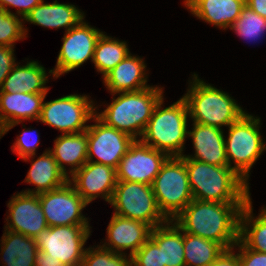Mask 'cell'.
Listing matches in <instances>:
<instances>
[{
  "instance_id": "obj_1",
  "label": "cell",
  "mask_w": 266,
  "mask_h": 266,
  "mask_svg": "<svg viewBox=\"0 0 266 266\" xmlns=\"http://www.w3.org/2000/svg\"><path fill=\"white\" fill-rule=\"evenodd\" d=\"M245 204L193 199L173 221L185 233L232 249L239 241V219Z\"/></svg>"
},
{
  "instance_id": "obj_2",
  "label": "cell",
  "mask_w": 266,
  "mask_h": 266,
  "mask_svg": "<svg viewBox=\"0 0 266 266\" xmlns=\"http://www.w3.org/2000/svg\"><path fill=\"white\" fill-rule=\"evenodd\" d=\"M185 161L193 199L219 203H247L250 186L229 166H216L181 156Z\"/></svg>"
},
{
  "instance_id": "obj_3",
  "label": "cell",
  "mask_w": 266,
  "mask_h": 266,
  "mask_svg": "<svg viewBox=\"0 0 266 266\" xmlns=\"http://www.w3.org/2000/svg\"><path fill=\"white\" fill-rule=\"evenodd\" d=\"M163 90L151 85L138 91L111 94L117 97H113L102 112L97 111L99 105H96L95 115L106 125L140 140L156 104L164 97Z\"/></svg>"
},
{
  "instance_id": "obj_4",
  "label": "cell",
  "mask_w": 266,
  "mask_h": 266,
  "mask_svg": "<svg viewBox=\"0 0 266 266\" xmlns=\"http://www.w3.org/2000/svg\"><path fill=\"white\" fill-rule=\"evenodd\" d=\"M193 74L182 96L192 122L224 129L246 113L229 93L206 83L195 72Z\"/></svg>"
},
{
  "instance_id": "obj_5",
  "label": "cell",
  "mask_w": 266,
  "mask_h": 266,
  "mask_svg": "<svg viewBox=\"0 0 266 266\" xmlns=\"http://www.w3.org/2000/svg\"><path fill=\"white\" fill-rule=\"evenodd\" d=\"M164 97L156 104L141 141L170 156H183L185 139L188 137L189 109L186 100L180 97L163 108ZM189 119V120H188Z\"/></svg>"
},
{
  "instance_id": "obj_6",
  "label": "cell",
  "mask_w": 266,
  "mask_h": 266,
  "mask_svg": "<svg viewBox=\"0 0 266 266\" xmlns=\"http://www.w3.org/2000/svg\"><path fill=\"white\" fill-rule=\"evenodd\" d=\"M261 125L259 116L246 112L227 127L228 135L224 139L228 166L248 184L251 168L266 150V141L260 133Z\"/></svg>"
},
{
  "instance_id": "obj_7",
  "label": "cell",
  "mask_w": 266,
  "mask_h": 266,
  "mask_svg": "<svg viewBox=\"0 0 266 266\" xmlns=\"http://www.w3.org/2000/svg\"><path fill=\"white\" fill-rule=\"evenodd\" d=\"M159 210L167 220H174L193 200L185 161L181 156H170L152 183Z\"/></svg>"
},
{
  "instance_id": "obj_8",
  "label": "cell",
  "mask_w": 266,
  "mask_h": 266,
  "mask_svg": "<svg viewBox=\"0 0 266 266\" xmlns=\"http://www.w3.org/2000/svg\"><path fill=\"white\" fill-rule=\"evenodd\" d=\"M114 214L139 220L152 228L168 220L158 208L151 185L137 182L117 181L109 203Z\"/></svg>"
},
{
  "instance_id": "obj_9",
  "label": "cell",
  "mask_w": 266,
  "mask_h": 266,
  "mask_svg": "<svg viewBox=\"0 0 266 266\" xmlns=\"http://www.w3.org/2000/svg\"><path fill=\"white\" fill-rule=\"evenodd\" d=\"M89 95L69 94L44 102L37 122L45 123L61 134L86 131V123L95 115V102Z\"/></svg>"
},
{
  "instance_id": "obj_10",
  "label": "cell",
  "mask_w": 266,
  "mask_h": 266,
  "mask_svg": "<svg viewBox=\"0 0 266 266\" xmlns=\"http://www.w3.org/2000/svg\"><path fill=\"white\" fill-rule=\"evenodd\" d=\"M90 228V225L48 227L35 237V241L39 251L60 260L63 265L81 266Z\"/></svg>"
},
{
  "instance_id": "obj_11",
  "label": "cell",
  "mask_w": 266,
  "mask_h": 266,
  "mask_svg": "<svg viewBox=\"0 0 266 266\" xmlns=\"http://www.w3.org/2000/svg\"><path fill=\"white\" fill-rule=\"evenodd\" d=\"M64 33L55 68L51 69L55 79L81 67L87 60L93 61L97 40L103 32L83 19Z\"/></svg>"
},
{
  "instance_id": "obj_12",
  "label": "cell",
  "mask_w": 266,
  "mask_h": 266,
  "mask_svg": "<svg viewBox=\"0 0 266 266\" xmlns=\"http://www.w3.org/2000/svg\"><path fill=\"white\" fill-rule=\"evenodd\" d=\"M38 195L48 227L90 225L89 218L82 213L88 203L69 181Z\"/></svg>"
},
{
  "instance_id": "obj_13",
  "label": "cell",
  "mask_w": 266,
  "mask_h": 266,
  "mask_svg": "<svg viewBox=\"0 0 266 266\" xmlns=\"http://www.w3.org/2000/svg\"><path fill=\"white\" fill-rule=\"evenodd\" d=\"M91 120L95 124H90L86 130L88 161L101 163L116 169L135 139L114 127L106 125L96 115ZM95 157L96 160H94Z\"/></svg>"
},
{
  "instance_id": "obj_14",
  "label": "cell",
  "mask_w": 266,
  "mask_h": 266,
  "mask_svg": "<svg viewBox=\"0 0 266 266\" xmlns=\"http://www.w3.org/2000/svg\"><path fill=\"white\" fill-rule=\"evenodd\" d=\"M169 156L135 140L116 168L117 181L152 185L161 166Z\"/></svg>"
},
{
  "instance_id": "obj_15",
  "label": "cell",
  "mask_w": 266,
  "mask_h": 266,
  "mask_svg": "<svg viewBox=\"0 0 266 266\" xmlns=\"http://www.w3.org/2000/svg\"><path fill=\"white\" fill-rule=\"evenodd\" d=\"M4 229L35 238L48 228L39 195L17 192L7 203Z\"/></svg>"
},
{
  "instance_id": "obj_16",
  "label": "cell",
  "mask_w": 266,
  "mask_h": 266,
  "mask_svg": "<svg viewBox=\"0 0 266 266\" xmlns=\"http://www.w3.org/2000/svg\"><path fill=\"white\" fill-rule=\"evenodd\" d=\"M69 182L88 204L98 197L110 203L117 183L116 169L87 161L69 177Z\"/></svg>"
},
{
  "instance_id": "obj_17",
  "label": "cell",
  "mask_w": 266,
  "mask_h": 266,
  "mask_svg": "<svg viewBox=\"0 0 266 266\" xmlns=\"http://www.w3.org/2000/svg\"><path fill=\"white\" fill-rule=\"evenodd\" d=\"M47 94L0 92V139L25 120L38 121Z\"/></svg>"
},
{
  "instance_id": "obj_18",
  "label": "cell",
  "mask_w": 266,
  "mask_h": 266,
  "mask_svg": "<svg viewBox=\"0 0 266 266\" xmlns=\"http://www.w3.org/2000/svg\"><path fill=\"white\" fill-rule=\"evenodd\" d=\"M101 246L115 253H126L130 257L150 238L152 227L145 222L122 217L113 213ZM107 240V241H106ZM126 252H123L125 251Z\"/></svg>"
},
{
  "instance_id": "obj_19",
  "label": "cell",
  "mask_w": 266,
  "mask_h": 266,
  "mask_svg": "<svg viewBox=\"0 0 266 266\" xmlns=\"http://www.w3.org/2000/svg\"><path fill=\"white\" fill-rule=\"evenodd\" d=\"M188 138L192 139L194 155L183 156L216 166H228L224 129L192 122Z\"/></svg>"
},
{
  "instance_id": "obj_20",
  "label": "cell",
  "mask_w": 266,
  "mask_h": 266,
  "mask_svg": "<svg viewBox=\"0 0 266 266\" xmlns=\"http://www.w3.org/2000/svg\"><path fill=\"white\" fill-rule=\"evenodd\" d=\"M145 60L131 52L102 79L103 84L111 94L146 89L148 72Z\"/></svg>"
},
{
  "instance_id": "obj_21",
  "label": "cell",
  "mask_w": 266,
  "mask_h": 266,
  "mask_svg": "<svg viewBox=\"0 0 266 266\" xmlns=\"http://www.w3.org/2000/svg\"><path fill=\"white\" fill-rule=\"evenodd\" d=\"M83 19L85 13L71 3H59L57 0L53 3H44L42 0L24 17L23 22L49 29L65 28L66 32Z\"/></svg>"
},
{
  "instance_id": "obj_22",
  "label": "cell",
  "mask_w": 266,
  "mask_h": 266,
  "mask_svg": "<svg viewBox=\"0 0 266 266\" xmlns=\"http://www.w3.org/2000/svg\"><path fill=\"white\" fill-rule=\"evenodd\" d=\"M30 158H32L31 161ZM34 158L35 154L26 156L22 160L31 162L24 182L33 184L35 188H28L21 192L38 195L57 189L69 181V177L60 169L49 149H46L37 159L34 160Z\"/></svg>"
},
{
  "instance_id": "obj_23",
  "label": "cell",
  "mask_w": 266,
  "mask_h": 266,
  "mask_svg": "<svg viewBox=\"0 0 266 266\" xmlns=\"http://www.w3.org/2000/svg\"><path fill=\"white\" fill-rule=\"evenodd\" d=\"M183 4L197 19L227 30L239 17L246 0H184Z\"/></svg>"
},
{
  "instance_id": "obj_24",
  "label": "cell",
  "mask_w": 266,
  "mask_h": 266,
  "mask_svg": "<svg viewBox=\"0 0 266 266\" xmlns=\"http://www.w3.org/2000/svg\"><path fill=\"white\" fill-rule=\"evenodd\" d=\"M46 71L45 67L35 60L27 59L24 65L17 62L5 78L0 92L48 93L50 87L45 86L49 81L48 77L52 75L53 79L55 78L52 70L48 73Z\"/></svg>"
},
{
  "instance_id": "obj_25",
  "label": "cell",
  "mask_w": 266,
  "mask_h": 266,
  "mask_svg": "<svg viewBox=\"0 0 266 266\" xmlns=\"http://www.w3.org/2000/svg\"><path fill=\"white\" fill-rule=\"evenodd\" d=\"M87 146V131H83L59 135L54 140L53 148L49 147V151L53 154L63 173L71 177L88 161ZM65 165L70 168L67 170Z\"/></svg>"
},
{
  "instance_id": "obj_26",
  "label": "cell",
  "mask_w": 266,
  "mask_h": 266,
  "mask_svg": "<svg viewBox=\"0 0 266 266\" xmlns=\"http://www.w3.org/2000/svg\"><path fill=\"white\" fill-rule=\"evenodd\" d=\"M0 241L2 266H35L39 251L35 238L4 229Z\"/></svg>"
},
{
  "instance_id": "obj_27",
  "label": "cell",
  "mask_w": 266,
  "mask_h": 266,
  "mask_svg": "<svg viewBox=\"0 0 266 266\" xmlns=\"http://www.w3.org/2000/svg\"><path fill=\"white\" fill-rule=\"evenodd\" d=\"M150 238L161 250L162 265L186 266L183 231L173 220H168L166 223L154 227Z\"/></svg>"
},
{
  "instance_id": "obj_28",
  "label": "cell",
  "mask_w": 266,
  "mask_h": 266,
  "mask_svg": "<svg viewBox=\"0 0 266 266\" xmlns=\"http://www.w3.org/2000/svg\"><path fill=\"white\" fill-rule=\"evenodd\" d=\"M252 198L244 205L239 219V240L253 251L266 253V207L253 213Z\"/></svg>"
},
{
  "instance_id": "obj_29",
  "label": "cell",
  "mask_w": 266,
  "mask_h": 266,
  "mask_svg": "<svg viewBox=\"0 0 266 266\" xmlns=\"http://www.w3.org/2000/svg\"><path fill=\"white\" fill-rule=\"evenodd\" d=\"M105 33L103 32L97 40L92 61L97 72L102 74V78L130 53L126 41Z\"/></svg>"
},
{
  "instance_id": "obj_30",
  "label": "cell",
  "mask_w": 266,
  "mask_h": 266,
  "mask_svg": "<svg viewBox=\"0 0 266 266\" xmlns=\"http://www.w3.org/2000/svg\"><path fill=\"white\" fill-rule=\"evenodd\" d=\"M186 266H208L225 250L219 243L183 231Z\"/></svg>"
},
{
  "instance_id": "obj_31",
  "label": "cell",
  "mask_w": 266,
  "mask_h": 266,
  "mask_svg": "<svg viewBox=\"0 0 266 266\" xmlns=\"http://www.w3.org/2000/svg\"><path fill=\"white\" fill-rule=\"evenodd\" d=\"M233 32L248 42L260 41L266 33V19L255 13L248 5L242 11L236 21L230 27Z\"/></svg>"
},
{
  "instance_id": "obj_32",
  "label": "cell",
  "mask_w": 266,
  "mask_h": 266,
  "mask_svg": "<svg viewBox=\"0 0 266 266\" xmlns=\"http://www.w3.org/2000/svg\"><path fill=\"white\" fill-rule=\"evenodd\" d=\"M94 246L86 248L81 266H131L129 255L115 253L101 245Z\"/></svg>"
},
{
  "instance_id": "obj_33",
  "label": "cell",
  "mask_w": 266,
  "mask_h": 266,
  "mask_svg": "<svg viewBox=\"0 0 266 266\" xmlns=\"http://www.w3.org/2000/svg\"><path fill=\"white\" fill-rule=\"evenodd\" d=\"M23 18L0 8V45L14 47L17 41L27 37Z\"/></svg>"
},
{
  "instance_id": "obj_34",
  "label": "cell",
  "mask_w": 266,
  "mask_h": 266,
  "mask_svg": "<svg viewBox=\"0 0 266 266\" xmlns=\"http://www.w3.org/2000/svg\"><path fill=\"white\" fill-rule=\"evenodd\" d=\"M131 266H165L162 265L161 250L149 238L132 256Z\"/></svg>"
},
{
  "instance_id": "obj_35",
  "label": "cell",
  "mask_w": 266,
  "mask_h": 266,
  "mask_svg": "<svg viewBox=\"0 0 266 266\" xmlns=\"http://www.w3.org/2000/svg\"><path fill=\"white\" fill-rule=\"evenodd\" d=\"M16 137V141L13 143L11 147L12 151L16 153L21 159L29 156V155H36V149L40 143V135L38 130H33L32 128H24Z\"/></svg>"
},
{
  "instance_id": "obj_36",
  "label": "cell",
  "mask_w": 266,
  "mask_h": 266,
  "mask_svg": "<svg viewBox=\"0 0 266 266\" xmlns=\"http://www.w3.org/2000/svg\"><path fill=\"white\" fill-rule=\"evenodd\" d=\"M233 249L238 250L240 266H266V253L248 249L240 240Z\"/></svg>"
},
{
  "instance_id": "obj_37",
  "label": "cell",
  "mask_w": 266,
  "mask_h": 266,
  "mask_svg": "<svg viewBox=\"0 0 266 266\" xmlns=\"http://www.w3.org/2000/svg\"><path fill=\"white\" fill-rule=\"evenodd\" d=\"M42 0H0V8L8 13L24 17ZM10 7L16 8V13L10 11Z\"/></svg>"
},
{
  "instance_id": "obj_38",
  "label": "cell",
  "mask_w": 266,
  "mask_h": 266,
  "mask_svg": "<svg viewBox=\"0 0 266 266\" xmlns=\"http://www.w3.org/2000/svg\"><path fill=\"white\" fill-rule=\"evenodd\" d=\"M14 48L0 45V88L12 68L16 65Z\"/></svg>"
},
{
  "instance_id": "obj_39",
  "label": "cell",
  "mask_w": 266,
  "mask_h": 266,
  "mask_svg": "<svg viewBox=\"0 0 266 266\" xmlns=\"http://www.w3.org/2000/svg\"><path fill=\"white\" fill-rule=\"evenodd\" d=\"M208 266H240L238 253H236L233 248L224 250L221 255Z\"/></svg>"
},
{
  "instance_id": "obj_40",
  "label": "cell",
  "mask_w": 266,
  "mask_h": 266,
  "mask_svg": "<svg viewBox=\"0 0 266 266\" xmlns=\"http://www.w3.org/2000/svg\"><path fill=\"white\" fill-rule=\"evenodd\" d=\"M35 266H65L60 260L51 257L49 254L38 251L35 258Z\"/></svg>"
},
{
  "instance_id": "obj_41",
  "label": "cell",
  "mask_w": 266,
  "mask_h": 266,
  "mask_svg": "<svg viewBox=\"0 0 266 266\" xmlns=\"http://www.w3.org/2000/svg\"><path fill=\"white\" fill-rule=\"evenodd\" d=\"M246 5L266 19V0H246Z\"/></svg>"
}]
</instances>
